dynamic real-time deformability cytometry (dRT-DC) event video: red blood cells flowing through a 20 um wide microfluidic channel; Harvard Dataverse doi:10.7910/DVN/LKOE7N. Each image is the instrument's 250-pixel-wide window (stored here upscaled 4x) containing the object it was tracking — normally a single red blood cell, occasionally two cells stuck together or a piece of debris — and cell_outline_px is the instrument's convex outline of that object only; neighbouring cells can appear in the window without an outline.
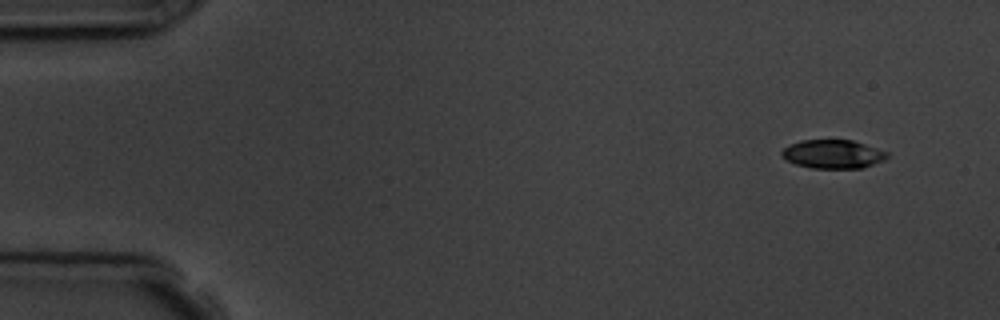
{"species": "common noctule bat (a hibernating species)", "species_latin": "Nyctalus noctula", "temperature_condition": "room temperature", "stored_images_in_passage": 9, "camera_frame_rate_fps": 3000, "um_per_image_px": 0.085, "animal": {"sex": "male", "body_mass_g": 19.5, "forearm_length_mm": 54.6}, "frame": {"image": 1, "passage_image": 1, "time_ms": 0.0, "image_size_px": [1000, 320], "cell_outline_px": [[888, 156], [884, 160], [864, 168], [812, 168], [796, 164], [780, 156], [780, 152], [788, 144], [800, 140], [852, 140], [888, 152]], "centroid_in_image_um": [70.78, 13.1], "position_along_channel_um": 14.2, "area_um2": 17.63}}
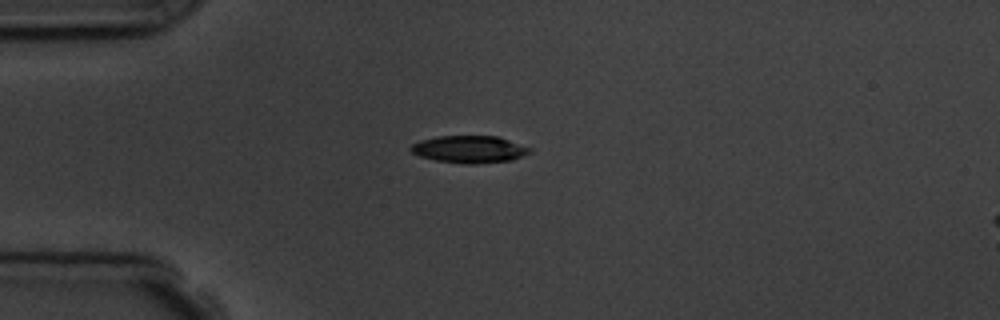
{"frame": {"image": 2, "passage_image": 4, "time_ms": 3.333, "image_size_px": [1000, 320], "cell_outline_px": [[532, 152], [512, 160], [476, 164], [464, 164], [436, 160], [420, 156], [412, 152], [408, 148], [412, 144], [420, 140], [436, 136], [496, 136], [532, 148]], "centroid_in_image_um": [39.89, 12.69], "position_along_channel_um": 45.1, "area_um2": 18.9}}